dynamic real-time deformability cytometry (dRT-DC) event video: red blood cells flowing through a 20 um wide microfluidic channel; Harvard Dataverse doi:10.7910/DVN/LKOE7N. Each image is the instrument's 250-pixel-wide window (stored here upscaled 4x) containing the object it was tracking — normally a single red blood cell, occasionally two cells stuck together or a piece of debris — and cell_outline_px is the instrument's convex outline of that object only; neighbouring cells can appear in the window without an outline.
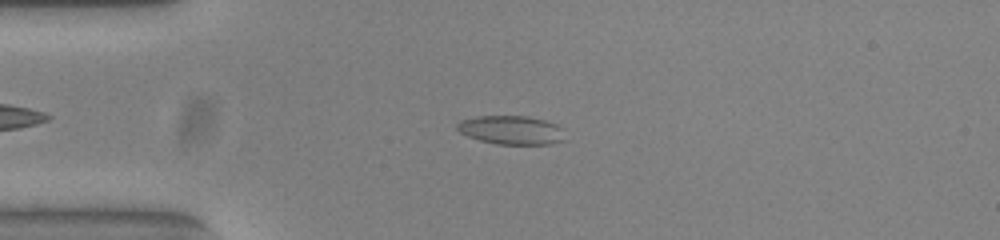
{"species": "common noctule bat (a hibernating species)", "species_latin": "Nyctalus noctula", "temperature_condition": "warm", "stored_images_in_passage": 50, "camera_frame_rate_fps": 3000, "um_per_image_px": 0.085, "animal": {"sex": "female", "body_mass_g": 23.0, "forearm_length_mm": 53.4}, "frame": {"image": 1, "passage_image": 14, "time_ms": 4.333, "image_size_px": [1000, 240], "cell_outline_px": [[564, 140], [552, 144], [496, 144], [480, 140], [468, 136], [460, 132], [456, 128], [456, 124], [460, 120], [476, 116], [528, 116], [544, 120], [556, 124], [564, 128]], "centroid_in_image_um": [43.47, 11.05], "position_along_channel_um": 41.5, "area_um2": 18.21}}
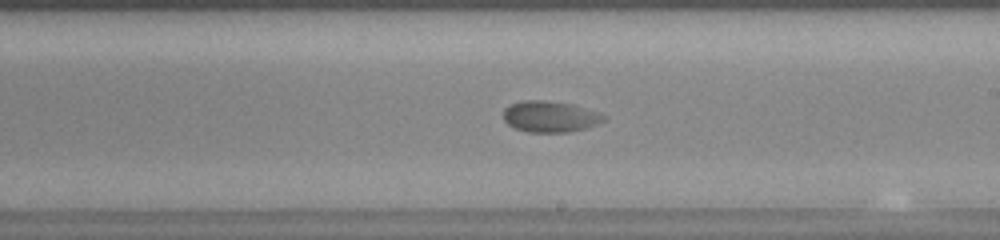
{"frame": {"image": 2, "passage_image": 32, "time_ms": 10.333, "image_size_px": [1000, 240], "cell_outline_px": [[608, 116], [604, 120], [596, 124], [584, 128], [568, 132], [528, 132], [516, 128], [508, 124], [504, 120], [504, 108], [512, 104], [524, 100], [544, 100], [572, 104], [600, 112]], "centroid_in_image_um": [46.78, 9.9], "position_along_channel_um": 242.2, "area_um2": 18.15}}
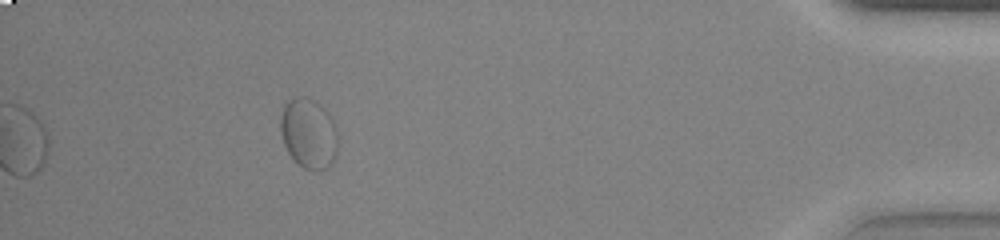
{"frame": {"image": 3, "passage_image": 50, "time_ms": 16.333, "image_size_px": [1000, 240], "cell_outline_px": [[336, 156], [328, 168], [312, 172], [304, 168], [292, 160], [284, 144], [280, 132], [280, 112], [284, 104], [288, 100], [296, 96], [304, 96], [316, 100], [328, 112], [336, 128]], "centroid_in_image_um": [26.2, 11.33], "position_along_channel_um": 409.0, "area_um2": 23.93}, "authors_computed_cell_mechanics": {"area_um2": 18.2648, "velocity_mm_per_s": 3.7607, "shape_relaxation_time_tau1_ms": 2.696, "shape_relaxation_time_tau2_ms": null, "deformation_change_tau1": 0.097, "deformation_change_tau2": null}}